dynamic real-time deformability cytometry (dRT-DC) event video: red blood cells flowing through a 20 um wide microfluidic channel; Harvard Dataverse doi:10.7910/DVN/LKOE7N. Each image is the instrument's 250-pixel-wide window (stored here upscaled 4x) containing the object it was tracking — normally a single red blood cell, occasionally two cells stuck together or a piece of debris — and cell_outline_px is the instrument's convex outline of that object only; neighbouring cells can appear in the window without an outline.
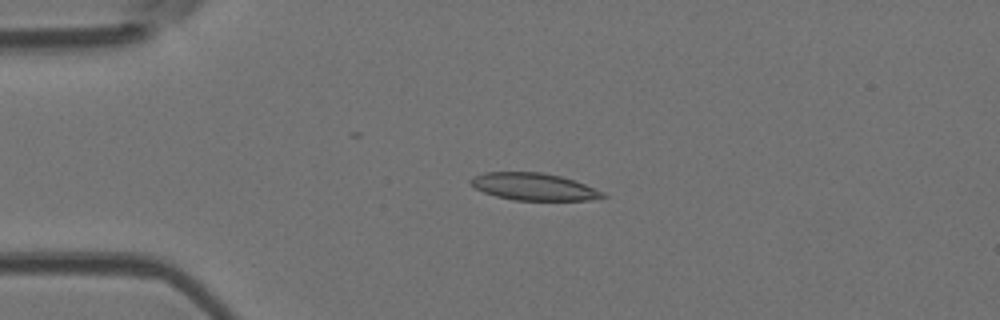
{"species": "Egyptian fruit bat (a non-hibernating species)", "species_latin": "Rousettus aegyptiacus", "temperature_condition": "room temperature", "stored_images_in_passage": 5, "camera_frame_rate_fps": 3000, "um_per_image_px": 0.085, "animal": {"sex": "female"}, "frame": {"image": 1, "passage_image": 4, "time_ms": 3.667, "image_size_px": [1000, 320], "cell_outline_px": [[608, 196], [588, 200], [512, 200], [496, 196], [484, 192], [468, 184], [468, 180], [472, 176], [484, 172], [540, 172], [560, 176], [584, 184], [604, 192]], "centroid_in_image_um": [45.31, 15.86], "position_along_channel_um": 39.7, "area_um2": 20.92}}